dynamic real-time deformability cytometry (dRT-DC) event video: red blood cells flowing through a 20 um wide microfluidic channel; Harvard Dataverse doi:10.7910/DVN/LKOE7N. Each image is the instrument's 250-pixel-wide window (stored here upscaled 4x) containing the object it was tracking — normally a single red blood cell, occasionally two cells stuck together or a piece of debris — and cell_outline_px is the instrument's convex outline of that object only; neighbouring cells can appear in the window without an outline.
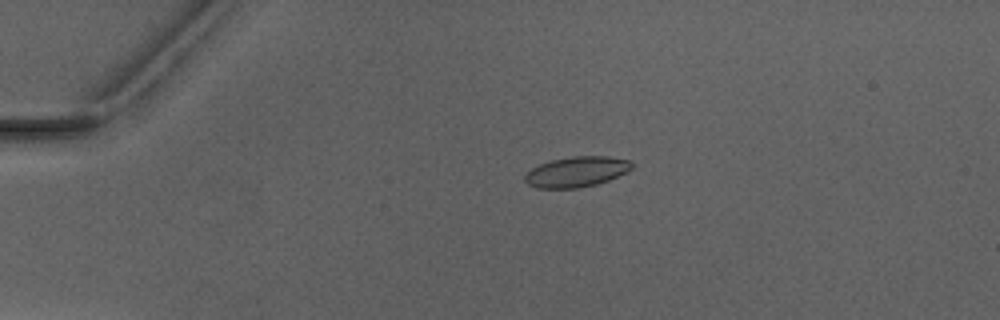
{"species": "Egyptian fruit bat (a non-hibernating species)", "species_latin": "Rousettus aegyptiacus", "temperature_condition": "warm", "stored_images_in_passage": 6, "camera_frame_rate_fps": 3000, "um_per_image_px": 0.085, "animal": {"sex": "male"}, "frame": {"image": 1, "passage_image": 3, "time_ms": 2.667, "image_size_px": [1000, 320], "cell_outline_px": [[632, 168], [628, 172], [608, 180], [596, 184], [576, 188], [536, 188], [528, 184], [524, 180], [524, 176], [532, 168], [540, 164], [552, 160], [572, 156], [608, 156], [628, 160], [632, 164]], "centroid_in_image_um": [49.0, 14.6], "position_along_channel_um": 36.0, "area_um2": 18.84}}
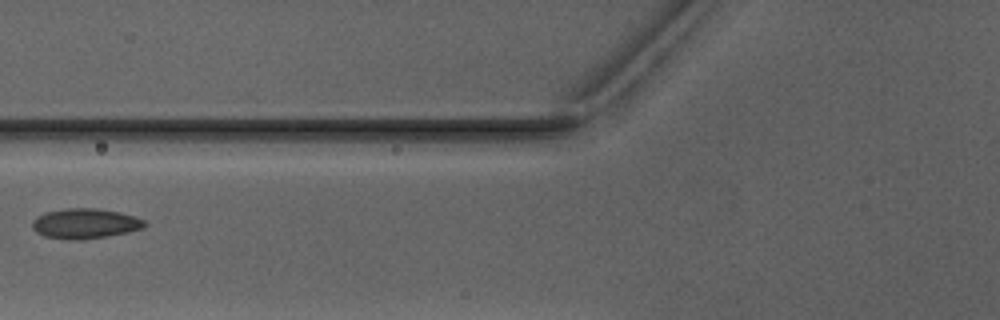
{"frame": {"image": 2, "passage_image": 6, "time_ms": 6.0, "image_size_px": [1000, 320], "cell_outline_px": [[148, 224], [144, 228], [128, 232], [80, 240], [64, 240], [44, 236], [36, 232], [32, 228], [32, 220], [36, 216], [44, 212], [64, 208], [96, 208], [120, 212], [144, 220]], "centroid_in_image_um": [7.19, 19.0], "position_along_channel_um": 118.6, "area_um2": 19.88}}